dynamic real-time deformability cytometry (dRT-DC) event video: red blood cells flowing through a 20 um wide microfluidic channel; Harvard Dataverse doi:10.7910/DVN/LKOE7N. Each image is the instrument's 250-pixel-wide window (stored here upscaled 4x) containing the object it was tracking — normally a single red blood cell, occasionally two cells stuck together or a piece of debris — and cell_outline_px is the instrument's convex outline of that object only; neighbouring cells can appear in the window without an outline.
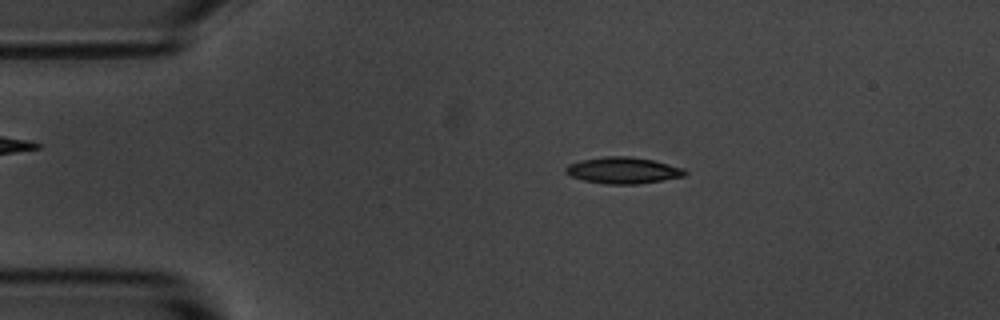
{"species": "common noctule bat (a hibernating species)", "species_latin": "Nyctalus noctula", "temperature_condition": "room temperature", "stored_images_in_passage": 4, "camera_frame_rate_fps": 3000, "um_per_image_px": 0.085, "animal": {"sex": "male", "body_mass_g": 20.1, "forearm_length_mm": 53.5}, "frame": {"image": 1, "passage_image": 3, "time_ms": 2.333, "image_size_px": [1000, 320], "cell_outline_px": [[688, 172], [684, 176], [636, 184], [604, 184], [584, 180], [572, 176], [564, 172], [564, 168], [568, 164], [580, 160], [604, 156], [628, 156], [652, 160], [684, 168]], "centroid_in_image_um": [52.92, 14.47], "position_along_channel_um": 32.1, "area_um2": 18.26}}